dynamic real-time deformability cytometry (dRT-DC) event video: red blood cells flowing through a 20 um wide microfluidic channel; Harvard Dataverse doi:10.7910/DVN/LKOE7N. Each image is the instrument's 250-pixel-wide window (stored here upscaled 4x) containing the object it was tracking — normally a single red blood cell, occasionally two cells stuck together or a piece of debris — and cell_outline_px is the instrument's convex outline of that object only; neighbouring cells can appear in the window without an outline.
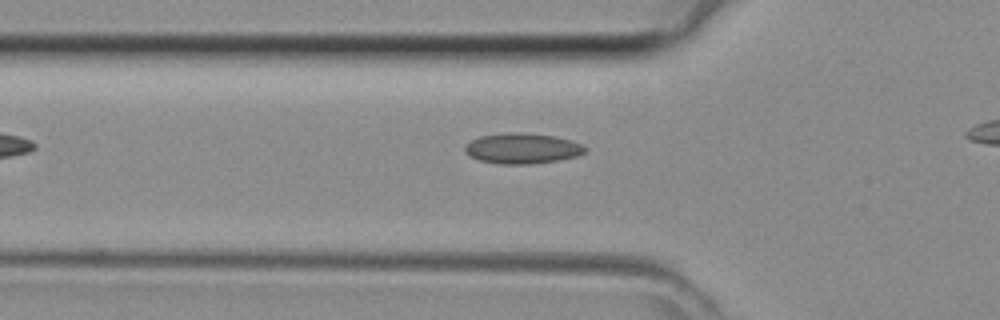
{"species": "common noctule bat (a hibernating species)", "species_latin": "Nyctalus noctula", "temperature_condition": "room temperature", "stored_images_in_passage": 23, "camera_frame_rate_fps": 3000, "um_per_image_px": 0.085, "animal": {"sex": "female", "body_mass_g": 29.2, "forearm_length_mm": 56.3}, "frame": {"image": 1, "passage_image": 2, "time_ms": 0.333, "image_size_px": [1000, 320], "cell_outline_px": [[588, 148], [584, 152], [576, 156], [556, 160], [532, 164], [500, 164], [480, 160], [464, 152], [464, 148], [472, 140], [480, 136], [512, 132], [520, 132], [552, 136], [568, 140], [580, 144]], "centroid_in_image_um": [44.38, 12.62], "position_along_channel_um": 81.4, "area_um2": 20.92}}
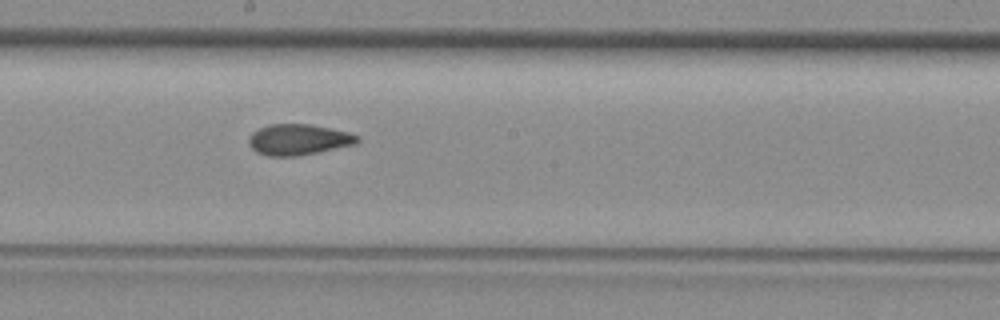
{"frame": {"image": 2, "passage_image": 11, "time_ms": 3.333, "image_size_px": [1000, 320], "cell_outline_px": [[360, 140], [356, 144], [296, 156], [268, 156], [256, 152], [252, 148], [248, 140], [248, 136], [252, 132], [268, 124], [308, 124], [348, 132], [360, 136]], "centroid_in_image_um": [25.35, 11.86], "position_along_channel_um": 222.8, "area_um2": 19.42}}
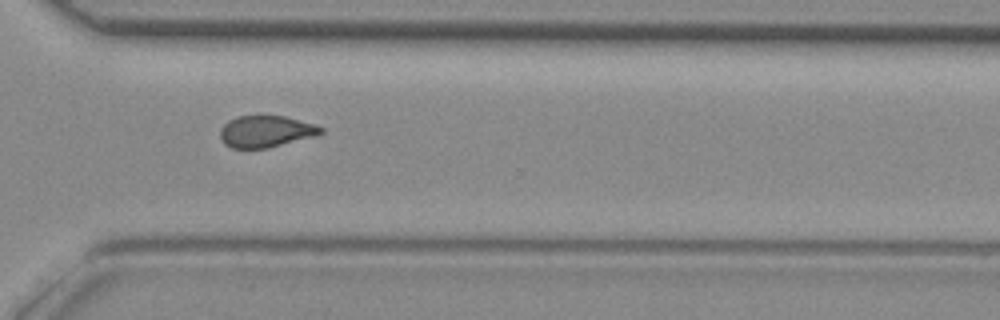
{"frame": {"image": 3, "passage_image": 19, "time_ms": 6.0, "image_size_px": [1000, 320], "cell_outline_px": [[324, 132], [316, 136], [268, 148], [232, 148], [224, 144], [220, 136], [220, 128], [228, 120], [236, 116], [260, 112], [284, 116], [316, 124], [324, 128]], "centroid_in_image_um": [22.59, 11.12], "position_along_channel_um": 348.0, "area_um2": 19.42}}